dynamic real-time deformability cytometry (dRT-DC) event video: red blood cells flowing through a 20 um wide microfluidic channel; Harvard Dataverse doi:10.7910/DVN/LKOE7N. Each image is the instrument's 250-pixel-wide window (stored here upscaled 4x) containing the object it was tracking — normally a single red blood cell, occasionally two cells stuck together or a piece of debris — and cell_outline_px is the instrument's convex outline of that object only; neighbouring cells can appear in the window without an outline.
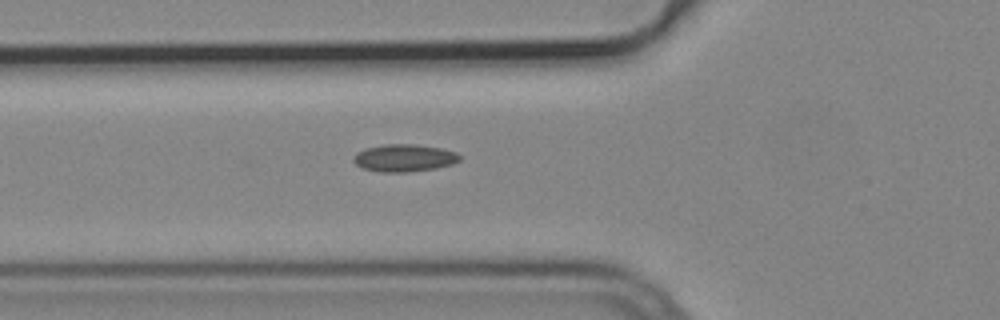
{"species": "common noctule bat (a hibernating species)", "species_latin": "Nyctalus noctula", "temperature_condition": "cold", "stored_images_in_passage": 4, "camera_frame_rate_fps": 3000, "um_per_image_px": 0.085, "animal": {"sex": "male", "body_mass_g": 19.2, "forearm_length_mm": 51.8}, "frame": {"image": 1, "passage_image": 4, "time_ms": 1.0, "image_size_px": [1000, 320], "cell_outline_px": [[460, 160], [452, 164], [436, 168], [404, 172], [380, 172], [364, 168], [356, 164], [352, 160], [352, 156], [356, 152], [364, 148], [384, 144], [416, 144], [440, 148], [456, 152], [460, 156]], "centroid_in_image_um": [34.32, 13.41], "position_along_channel_um": 91.5, "area_um2": 16.99}}